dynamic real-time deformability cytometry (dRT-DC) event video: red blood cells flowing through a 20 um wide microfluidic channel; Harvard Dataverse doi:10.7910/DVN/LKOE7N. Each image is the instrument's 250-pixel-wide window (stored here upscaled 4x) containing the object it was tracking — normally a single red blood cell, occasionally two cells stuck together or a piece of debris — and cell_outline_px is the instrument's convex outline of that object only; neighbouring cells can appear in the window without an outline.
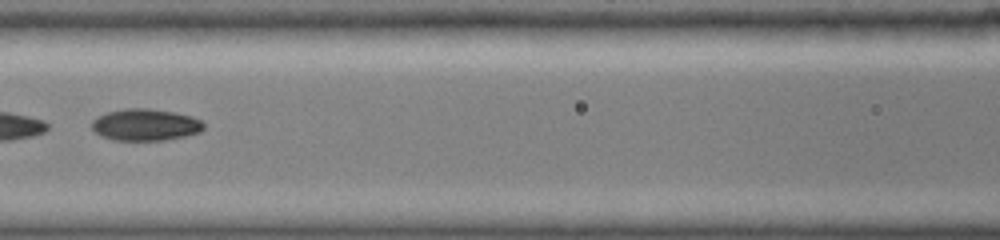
{"species": "common noctule bat (a hibernating species)", "species_latin": "Nyctalus noctula", "temperature_condition": "cold", "stored_images_in_passage": 25, "camera_frame_rate_fps": 3000, "um_per_image_px": 0.085, "animal": {"sex": "female", "body_mass_g": 19.0, "forearm_length_mm": 51.5}, "frame": {"image": 1, "passage_image": 12, "time_ms": 6.667, "image_size_px": [1000, 240], "cell_outline_px": [[204, 128], [200, 132], [184, 136], [164, 140], [116, 140], [104, 136], [96, 132], [92, 128], [92, 120], [108, 112], [124, 108], [148, 108], [176, 112], [200, 120], [204, 124]], "centroid_in_image_um": [12.37, 10.6], "position_along_channel_um": 154.2, "area_um2": 20.46}}
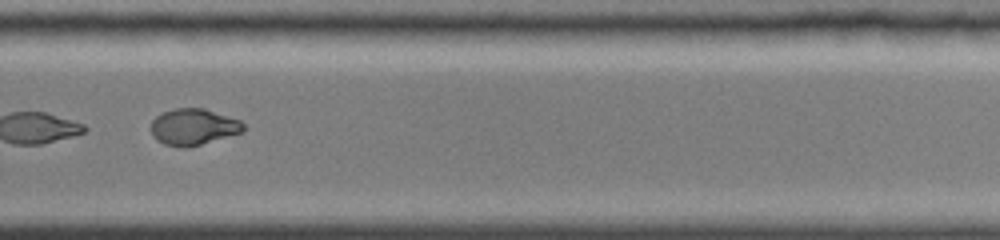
{"frame": {"image": 2, "passage_image": 19, "time_ms": 10.667, "image_size_px": [1000, 240], "cell_outline_px": [[244, 132], [188, 148], [180, 148], [164, 144], [152, 132], [152, 120], [156, 116], [164, 112], [176, 108], [204, 108], [240, 120], [244, 124]], "centroid_in_image_um": [16.48, 10.79], "position_along_channel_um": 313.3, "area_um2": 19.48}, "authors_computed_cell_mechanics": {"area_um2": 20.2878, "velocity_mm_per_s": 3.9864, "shape_relaxation_time_tau1_ms": null, "shape_relaxation_time_tau2_ms": 2.7387, "deformation_change_tau1": null, "deformation_change_tau2": 0.0524}}